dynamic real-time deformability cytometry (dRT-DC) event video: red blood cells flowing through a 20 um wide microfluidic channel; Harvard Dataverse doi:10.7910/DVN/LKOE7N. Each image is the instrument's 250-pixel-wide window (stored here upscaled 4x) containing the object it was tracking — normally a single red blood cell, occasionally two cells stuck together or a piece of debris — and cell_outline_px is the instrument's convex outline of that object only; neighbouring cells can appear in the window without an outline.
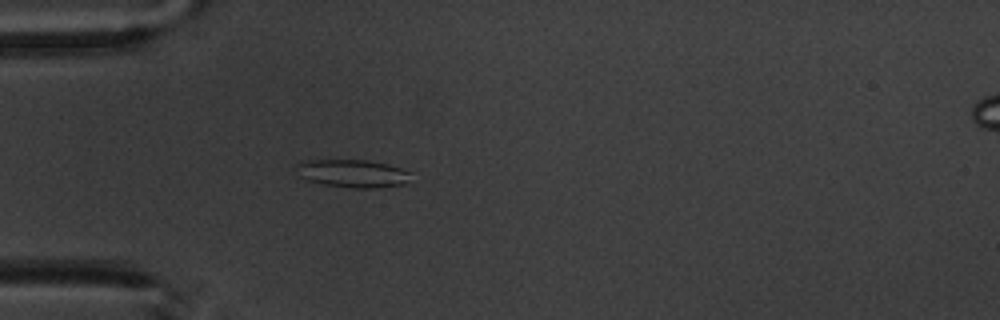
{"species": "common noctule bat (a hibernating species)", "species_latin": "Nyctalus noctula", "temperature_condition": "warm", "stored_images_in_passage": 4, "camera_frame_rate_fps": 3000, "um_per_image_px": 0.085, "animal": {"sex": "male", "body_mass_g": 20.1, "forearm_length_mm": 53.5}, "frame": {"image": 1, "passage_image": 4, "time_ms": 4.333, "image_size_px": [1000, 320], "cell_outline_px": [[412, 172], [408, 184], [376, 188], [352, 188], [324, 184], [308, 180], [300, 176], [292, 164], [300, 160], [364, 160], [388, 164]], "centroid_in_image_um": [29.96, 14.74], "position_along_channel_um": 55.0, "area_um2": 18.96}}